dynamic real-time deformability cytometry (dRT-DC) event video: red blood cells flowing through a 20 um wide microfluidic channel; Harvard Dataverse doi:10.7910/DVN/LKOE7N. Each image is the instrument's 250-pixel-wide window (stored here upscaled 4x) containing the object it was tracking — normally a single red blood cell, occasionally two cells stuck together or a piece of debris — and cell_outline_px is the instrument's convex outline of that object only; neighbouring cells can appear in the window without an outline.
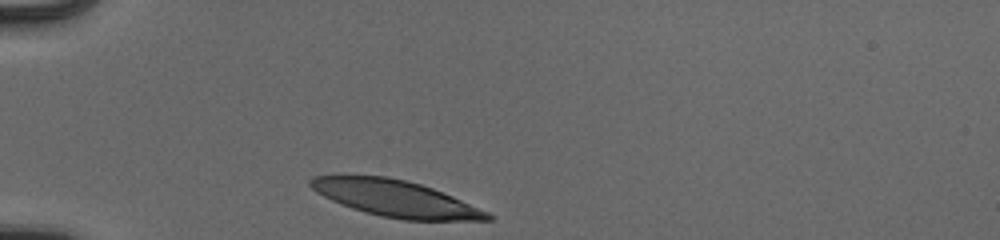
{"species": "human", "species_latin": "Homo sapiens", "temperature_condition": "cold", "stored_images_in_passage": 30, "camera_frame_rate_fps": 3000, "um_per_image_px": 0.085, "donor": {"sex": "male"}, "frame": {"image": 1, "passage_image": 1, "time_ms": 0.0, "image_size_px": [1000, 240], "cell_outline_px": [[492, 220], [404, 220], [380, 216], [364, 212], [352, 208], [332, 200], [316, 192], [308, 184], [308, 180], [312, 176], [384, 176], [404, 180], [420, 184], [432, 188], [452, 196], [488, 212], [492, 216]], "centroid_in_image_um": [33.6, 16.88], "position_along_channel_um": 51.4, "area_um2": 37.05}}
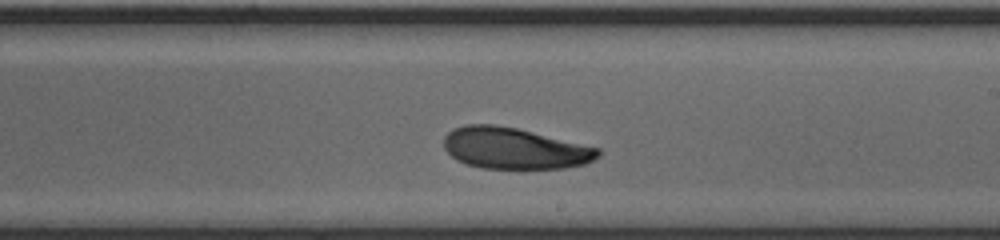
{"frame": {"image": 2, "passage_image": 18, "time_ms": 5.667, "image_size_px": [1000, 240], "cell_outline_px": [[600, 156], [584, 164], [564, 168], [480, 168], [464, 164], [456, 160], [444, 148], [444, 136], [452, 128], [464, 124], [496, 124], [516, 128], [600, 148]], "centroid_in_image_um": [43.68, 12.6], "position_along_channel_um": 245.3, "area_um2": 37.17}}
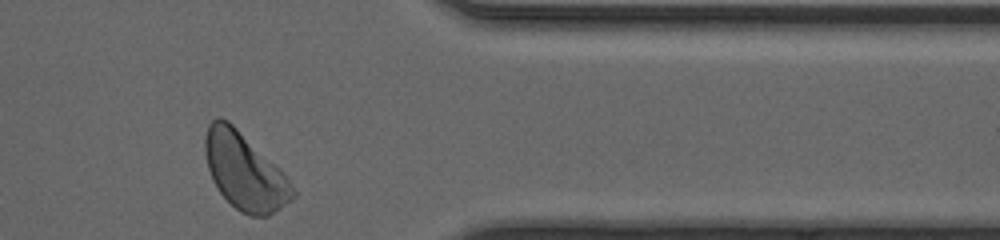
{"frame": {"image": 3, "passage_image": 30, "time_ms": 9.667, "image_size_px": [1000, 240], "cell_outline_px": [[296, 196], [292, 200], [268, 216], [248, 216], [240, 212], [216, 188], [212, 180], [208, 168], [204, 152], [204, 136], [208, 124], [212, 120], [220, 116], [228, 120], [292, 184], [296, 192]], "centroid_in_image_um": [20.74, 14.59], "position_along_channel_um": 390.7, "area_um2": 38.38}, "authors_computed_cell_mechanics": {"area_um2": 38.2347, "velocity_mm_per_s": 3.8953, "shape_relaxation_time_tau1_ms": 3.0058, "shape_relaxation_time_tau2_ms": 5.4798, "deformation_change_tau1": 0.1219, "deformation_change_tau2": 0.12}}